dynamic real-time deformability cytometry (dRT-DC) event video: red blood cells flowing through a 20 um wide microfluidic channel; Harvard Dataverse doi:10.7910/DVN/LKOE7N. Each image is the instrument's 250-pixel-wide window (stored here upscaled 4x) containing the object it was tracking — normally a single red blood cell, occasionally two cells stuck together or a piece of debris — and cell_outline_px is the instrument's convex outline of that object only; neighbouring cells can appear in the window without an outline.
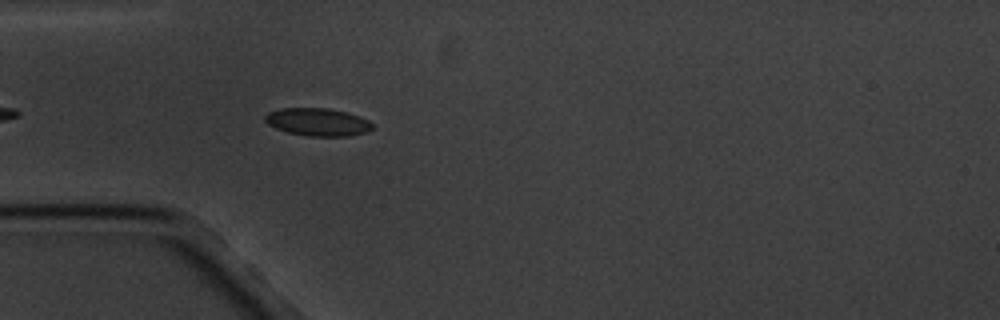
{"species": "common noctule bat (a hibernating species)", "species_latin": "Nyctalus noctula", "temperature_condition": "cold", "stored_images_in_passage": 4, "camera_frame_rate_fps": 3000, "um_per_image_px": 0.085, "animal": {"sex": "male", "body_mass_g": 20.1, "forearm_length_mm": 53.5}, "frame": {"image": 1, "passage_image": 4, "time_ms": 3.667, "image_size_px": [1000, 320], "cell_outline_px": [[372, 128], [364, 132], [348, 136], [308, 136], [288, 132], [276, 128], [268, 124], [264, 120], [264, 116], [268, 112], [280, 108], [328, 108], [348, 112], [360, 116], [368, 120], [372, 124]], "centroid_in_image_um": [26.98, 10.36], "position_along_channel_um": 58.0, "area_um2": 17.34}}